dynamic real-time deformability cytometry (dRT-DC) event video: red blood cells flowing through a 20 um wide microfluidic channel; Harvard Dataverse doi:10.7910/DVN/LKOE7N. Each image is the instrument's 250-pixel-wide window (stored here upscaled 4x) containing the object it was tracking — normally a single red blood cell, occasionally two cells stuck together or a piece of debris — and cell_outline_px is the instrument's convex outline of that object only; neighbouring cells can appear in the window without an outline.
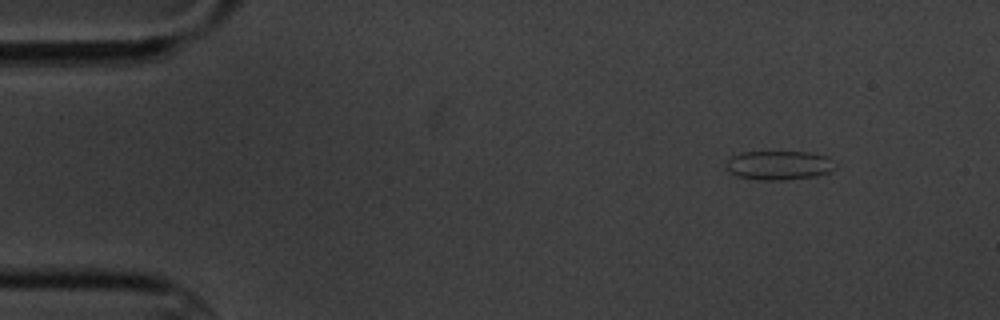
{"species": "common noctule bat (a hibernating species)", "species_latin": "Nyctalus noctula", "temperature_condition": "cold", "stored_images_in_passage": 2, "camera_frame_rate_fps": 3000, "um_per_image_px": 0.085, "animal": {"sex": "male", "body_mass_g": 20.1, "forearm_length_mm": 53.5}, "frame": {"image": 1, "passage_image": 2, "time_ms": 2.0, "image_size_px": [1000, 320], "cell_outline_px": [[840, 164], [836, 168], [828, 172], [816, 176], [784, 180], [756, 180], [736, 176], [728, 172], [728, 160], [732, 156], [740, 152], [808, 152], [828, 156]], "centroid_in_image_um": [66.27, 14.05], "position_along_channel_um": 18.7, "area_um2": 18.79}}